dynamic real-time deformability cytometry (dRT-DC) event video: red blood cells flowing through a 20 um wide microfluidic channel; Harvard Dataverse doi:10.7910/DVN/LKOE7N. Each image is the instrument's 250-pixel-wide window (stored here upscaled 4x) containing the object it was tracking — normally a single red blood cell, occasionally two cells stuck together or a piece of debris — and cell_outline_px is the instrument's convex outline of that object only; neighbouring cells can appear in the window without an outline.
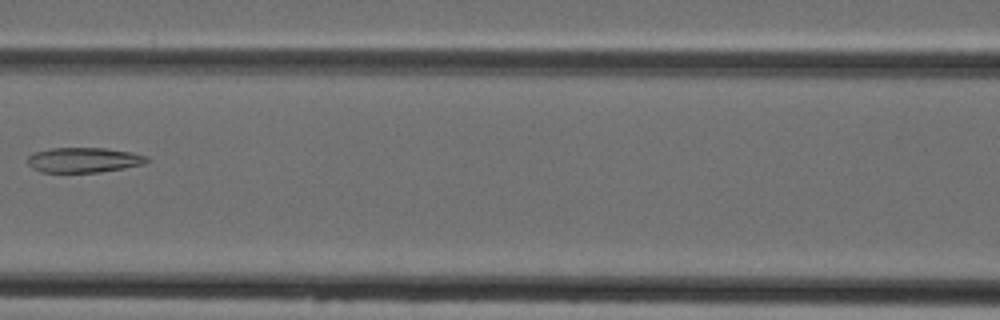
{"species": "Egyptian fruit bat (a non-hibernating species)", "species_latin": "Rousettus aegyptiacus", "temperature_condition": "cold", "stored_images_in_passage": 7, "camera_frame_rate_fps": 3000, "um_per_image_px": 0.085, "animal": {"sex": "female"}, "frame": {"image": 1, "passage_image": 7, "time_ms": 7.333, "image_size_px": [1000, 320], "cell_outline_px": [[148, 160], [144, 164], [124, 168], [100, 172], [40, 172], [32, 168], [28, 164], [28, 156], [36, 152], [52, 148], [104, 148], [132, 152], [148, 156]], "centroid_in_image_um": [7.13, 13.6], "position_along_channel_um": 159.5, "area_um2": 17.34}}